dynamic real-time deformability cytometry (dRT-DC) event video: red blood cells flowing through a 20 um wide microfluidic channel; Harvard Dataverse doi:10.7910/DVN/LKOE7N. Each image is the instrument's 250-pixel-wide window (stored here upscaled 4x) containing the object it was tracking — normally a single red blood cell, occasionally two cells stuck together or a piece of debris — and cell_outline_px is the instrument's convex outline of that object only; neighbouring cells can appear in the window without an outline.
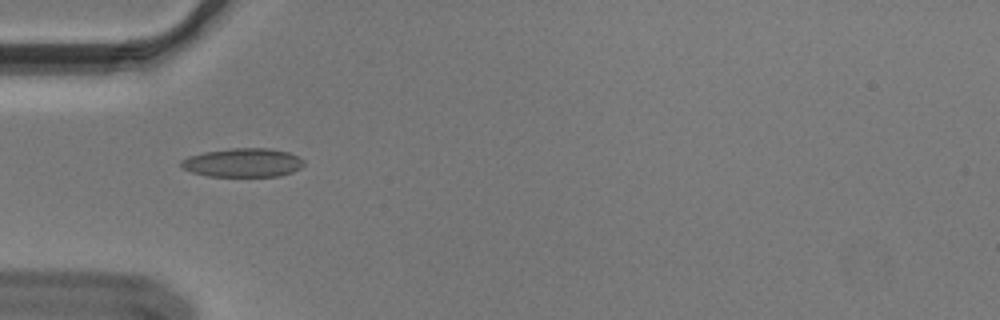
{"species": "Egyptian fruit bat (a non-hibernating species)", "species_latin": "Rousettus aegyptiacus", "temperature_condition": "cold", "stored_images_in_passage": 32, "camera_frame_rate_fps": 3000, "um_per_image_px": 0.085, "animal": {"sex": "male"}, "frame": {"image": 1, "passage_image": 1, "time_ms": 0.0, "image_size_px": [1000, 320], "cell_outline_px": [[304, 164], [300, 168], [292, 172], [280, 176], [208, 176], [192, 172], [184, 168], [180, 164], [180, 160], [188, 156], [204, 152], [232, 148], [268, 148], [288, 152], [304, 160]], "centroid_in_image_um": [20.64, 13.82], "position_along_channel_um": 64.4, "area_um2": 20.52}}
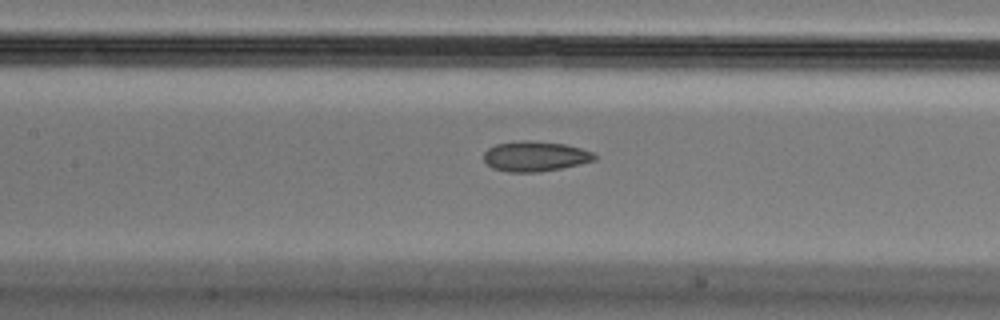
{"frame": {"image": 2, "passage_image": 9, "time_ms": 2.667, "image_size_px": [1000, 320], "cell_outline_px": [[596, 160], [580, 164], [540, 172], [508, 172], [492, 168], [484, 160], [484, 152], [488, 148], [496, 144], [520, 140], [528, 140], [564, 144], [580, 148], [592, 152], [596, 156]], "centroid_in_image_um": [45.47, 13.28], "position_along_channel_um": 161.9, "area_um2": 19.42}}
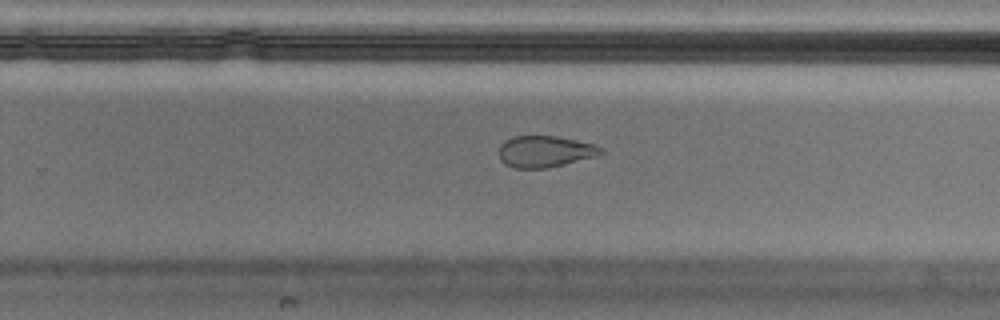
{"frame": {"image": 3, "passage_image": 19, "time_ms": 6.0, "image_size_px": [1000, 320], "cell_outline_px": [[604, 152], [596, 156], [548, 168], [512, 168], [504, 164], [500, 160], [500, 144], [504, 140], [512, 136], [556, 136], [596, 144], [604, 148]], "centroid_in_image_um": [46.32, 12.87], "position_along_channel_um": 283.5, "area_um2": 18.84}, "authors_computed_cell_mechanics": {"area_um2": 19.7965, "velocity_mm_per_s": 3.6616, "shape_relaxation_time_tau1_ms": null, "shape_relaxation_time_tau2_ms": 3.1422, "deformation_change_tau1": null, "deformation_change_tau2": 0.0851}}